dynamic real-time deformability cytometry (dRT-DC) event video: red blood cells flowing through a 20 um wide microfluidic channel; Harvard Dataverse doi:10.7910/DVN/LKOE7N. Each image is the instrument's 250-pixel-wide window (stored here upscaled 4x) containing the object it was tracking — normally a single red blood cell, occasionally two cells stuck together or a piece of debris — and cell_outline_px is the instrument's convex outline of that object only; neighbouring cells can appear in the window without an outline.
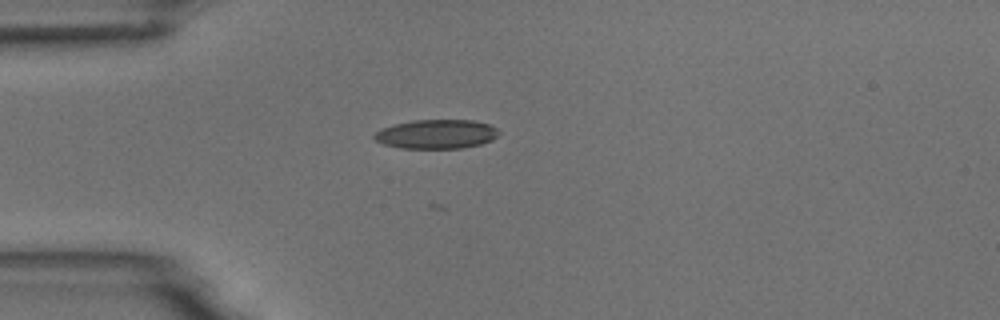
{"species": "common noctule bat (a hibernating species)", "species_latin": "Nyctalus noctula", "temperature_condition": "room temperature", "stored_images_in_passage": 4, "camera_frame_rate_fps": 3000, "um_per_image_px": 0.085, "animal": {"sex": "male", "body_mass_g": 18.8}, "frame": {"image": 1, "passage_image": 4, "time_ms": 3.333, "image_size_px": [1000, 320], "cell_outline_px": [[500, 132], [492, 140], [480, 144], [464, 148], [400, 148], [384, 144], [376, 140], [372, 136], [380, 128], [412, 120], [472, 120], [488, 124], [496, 128]], "centroid_in_image_um": [37.09, 11.4], "position_along_channel_um": 47.9, "area_um2": 21.1}}